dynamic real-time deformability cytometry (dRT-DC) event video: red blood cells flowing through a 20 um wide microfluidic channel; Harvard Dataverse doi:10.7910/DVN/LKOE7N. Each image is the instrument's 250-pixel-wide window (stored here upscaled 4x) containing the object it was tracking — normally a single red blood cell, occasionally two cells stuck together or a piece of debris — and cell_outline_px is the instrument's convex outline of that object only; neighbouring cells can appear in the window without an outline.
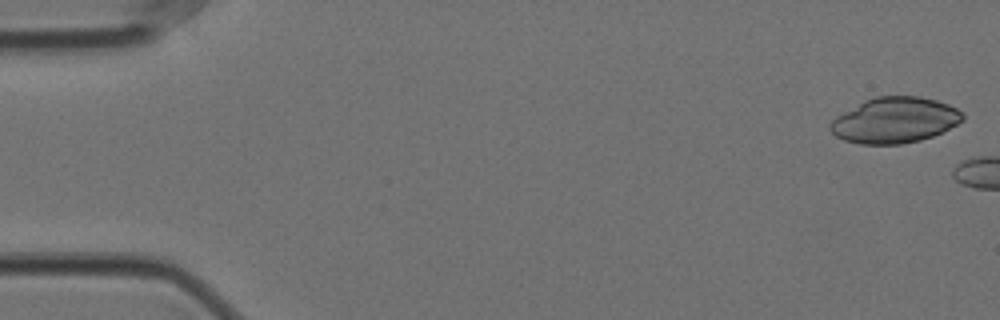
{"species": "Egyptian fruit bat (a non-hibernating species)", "species_latin": "Rousettus aegyptiacus", "temperature_condition": "cold", "stored_images_in_passage": 5, "camera_frame_rate_fps": 3000, "um_per_image_px": 0.085, "animal": {"sex": "female"}, "frame": {"image": 1, "passage_image": 1, "time_ms": 0.0, "image_size_px": [1000, 320], "cell_outline_px": [[964, 120], [932, 136], [920, 140], [900, 144], [860, 144], [844, 140], [836, 136], [828, 128], [828, 124], [836, 116], [864, 100], [876, 96], [920, 96], [936, 100], [948, 104], [964, 112]], "centroid_in_image_um": [76.04, 10.21], "position_along_channel_um": 9.0, "area_um2": 35.26}}